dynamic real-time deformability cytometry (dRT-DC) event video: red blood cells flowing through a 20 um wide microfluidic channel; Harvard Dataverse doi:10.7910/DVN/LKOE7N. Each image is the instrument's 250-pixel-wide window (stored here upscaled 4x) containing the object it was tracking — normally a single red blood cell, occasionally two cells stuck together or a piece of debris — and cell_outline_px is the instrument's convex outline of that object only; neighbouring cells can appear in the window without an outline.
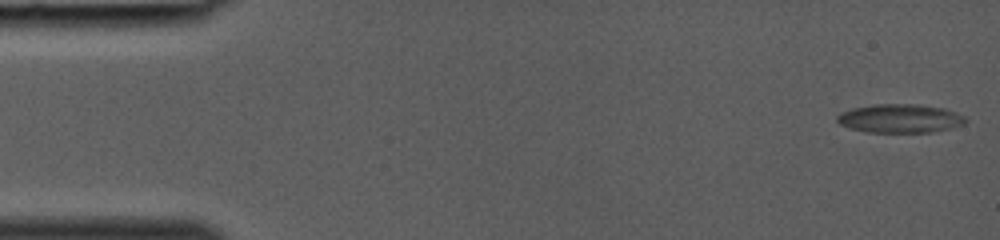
{"species": "common noctule bat (a hibernating species)", "species_latin": "Nyctalus noctula", "temperature_condition": "room temperature", "stored_images_in_passage": 5, "camera_frame_rate_fps": 3000, "um_per_image_px": 0.085, "animal": {"sex": "female", "body_mass_g": 19.0, "forearm_length_mm": 53.3}, "frame": {"image": 1, "passage_image": 1, "time_ms": 0.0, "image_size_px": [1000, 240], "cell_outline_px": [[968, 120], [964, 124], [952, 128], [932, 132], [868, 132], [852, 128], [840, 124], [836, 120], [836, 116], [840, 112], [852, 108], [876, 104], [916, 104], [944, 108], [956, 112], [964, 116]], "centroid_in_image_um": [76.52, 10.06], "position_along_channel_um": 8.5, "area_um2": 21.5}}